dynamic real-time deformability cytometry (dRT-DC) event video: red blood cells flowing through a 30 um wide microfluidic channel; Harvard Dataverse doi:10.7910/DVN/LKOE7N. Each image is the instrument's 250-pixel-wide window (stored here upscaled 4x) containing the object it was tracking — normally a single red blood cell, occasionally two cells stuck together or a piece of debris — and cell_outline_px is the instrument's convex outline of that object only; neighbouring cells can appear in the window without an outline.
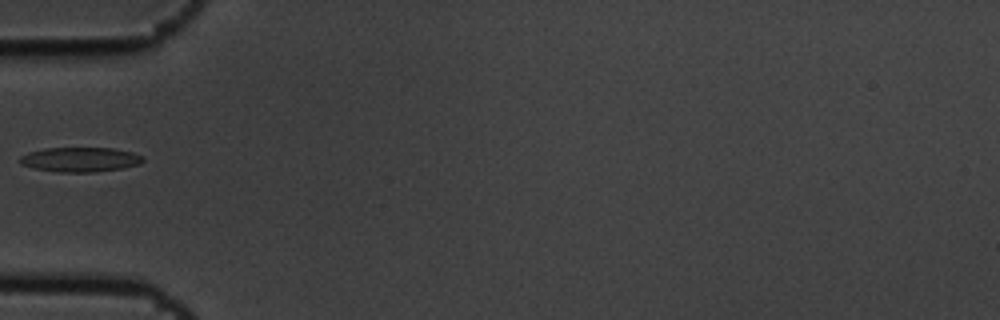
{"species": "common noctule bat (a hibernating species)", "species_latin": "Nyctalus noctula", "temperature_condition": "cold", "stored_images_in_passage": 6, "camera_frame_rate_fps": 3000, "um_per_image_px": 0.085, "animal": {"sex": "male", "body_mass_g": 19.5, "forearm_length_mm": 54.6}, "frame": {"image": 1, "passage_image": 6, "time_ms": 1.667, "image_size_px": [1000, 320], "cell_outline_px": [[144, 160], [140, 164], [124, 168], [96, 172], [60, 172], [36, 168], [20, 164], [20, 156], [28, 152], [44, 148], [112, 148], [132, 152], [144, 156]], "centroid_in_image_um": [6.85, 13.56], "position_along_channel_um": 78.2, "area_um2": 17.69}}